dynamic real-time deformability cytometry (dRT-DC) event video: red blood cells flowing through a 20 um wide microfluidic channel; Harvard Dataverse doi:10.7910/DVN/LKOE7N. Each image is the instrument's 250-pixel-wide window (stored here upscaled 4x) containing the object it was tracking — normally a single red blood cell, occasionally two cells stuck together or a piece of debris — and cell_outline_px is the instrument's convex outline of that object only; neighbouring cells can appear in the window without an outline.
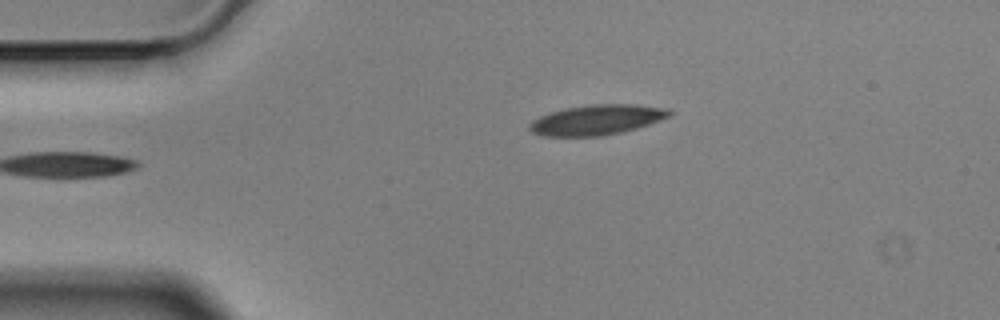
{"species": "Egyptian fruit bat (a non-hibernating species)", "species_latin": "Rousettus aegyptiacus", "temperature_condition": "cold", "stored_images_in_passage": 2, "camera_frame_rate_fps": 3000, "um_per_image_px": 0.085, "animal": {"sex": "male"}, "frame": {"image": 1, "passage_image": 1, "time_ms": 0.0, "image_size_px": [1000, 320], "cell_outline_px": [[672, 112], [668, 116], [660, 120], [636, 128], [620, 132], [600, 136], [544, 136], [532, 132], [528, 128], [528, 124], [532, 120], [540, 116], [552, 112], [568, 108], [592, 104], [636, 104], [664, 108]], "centroid_in_image_um": [50.69, 10.19], "position_along_channel_um": 34.3, "area_um2": 24.22}}